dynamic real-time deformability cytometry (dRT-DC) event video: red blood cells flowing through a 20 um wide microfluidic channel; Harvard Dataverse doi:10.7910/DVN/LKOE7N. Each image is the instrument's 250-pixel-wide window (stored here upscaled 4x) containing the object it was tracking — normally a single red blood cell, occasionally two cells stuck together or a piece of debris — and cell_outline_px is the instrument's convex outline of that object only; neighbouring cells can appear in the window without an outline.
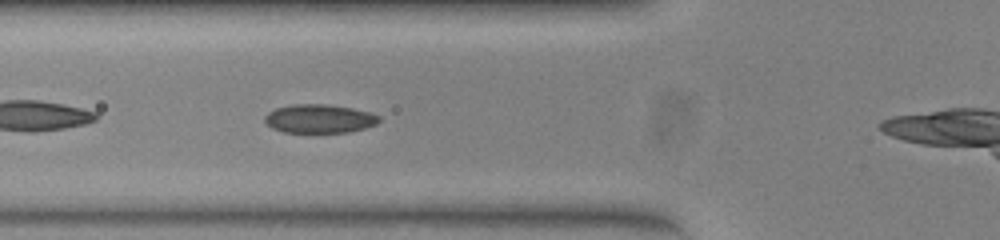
{"species": "common noctule bat (a hibernating species)", "species_latin": "Nyctalus noctula", "temperature_condition": "warm", "stored_images_in_passage": 29, "camera_frame_rate_fps": 3000, "um_per_image_px": 0.085, "animal": {"sex": "female", "body_mass_g": 23.0, "forearm_length_mm": 53.4}, "frame": {"image": 1, "passage_image": 5, "time_ms": 1.333, "image_size_px": [1000, 240], "cell_outline_px": [[380, 120], [376, 124], [364, 128], [348, 132], [284, 132], [272, 128], [264, 120], [264, 116], [268, 112], [276, 108], [292, 104], [324, 104], [352, 108], [368, 112], [380, 116]], "centroid_in_image_um": [27.13, 10.08], "position_along_channel_um": 98.7, "area_um2": 18.96}}
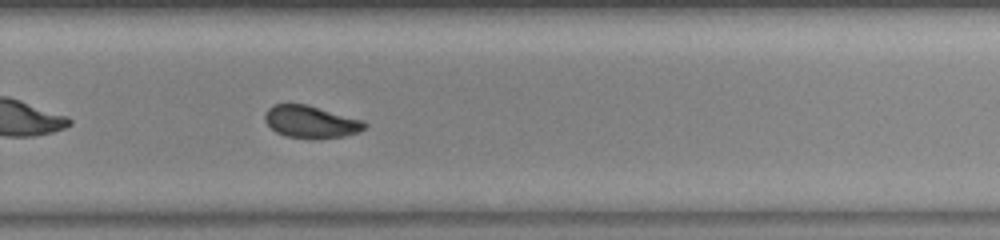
{"frame": {"image": 2, "passage_image": 21, "time_ms": 6.667, "image_size_px": [1000, 240], "cell_outline_px": [[368, 124], [360, 132], [344, 136], [284, 136], [276, 132], [264, 120], [264, 112], [272, 104], [304, 104], [364, 120]], "centroid_in_image_um": [26.4, 10.31], "position_along_channel_um": 303.4, "area_um2": 18.15}}
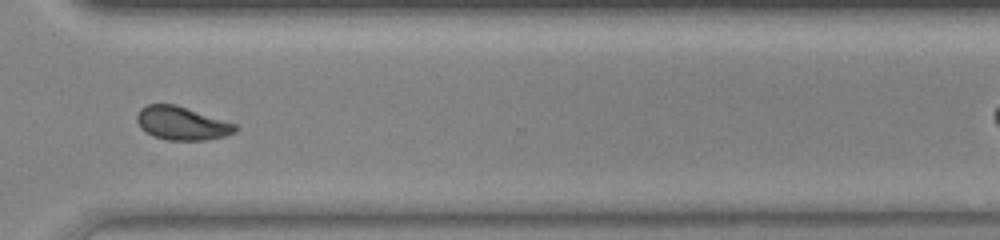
{"frame": {"image": 3, "passage_image": 25, "time_ms": 8.0, "image_size_px": [1000, 240], "cell_outline_px": [[240, 128], [236, 132], [224, 136], [204, 140], [168, 140], [152, 136], [140, 128], [136, 120], [136, 116], [140, 108], [148, 104], [176, 104], [236, 124]], "centroid_in_image_um": [15.44, 10.48], "position_along_channel_um": 355.2, "area_um2": 19.25}}